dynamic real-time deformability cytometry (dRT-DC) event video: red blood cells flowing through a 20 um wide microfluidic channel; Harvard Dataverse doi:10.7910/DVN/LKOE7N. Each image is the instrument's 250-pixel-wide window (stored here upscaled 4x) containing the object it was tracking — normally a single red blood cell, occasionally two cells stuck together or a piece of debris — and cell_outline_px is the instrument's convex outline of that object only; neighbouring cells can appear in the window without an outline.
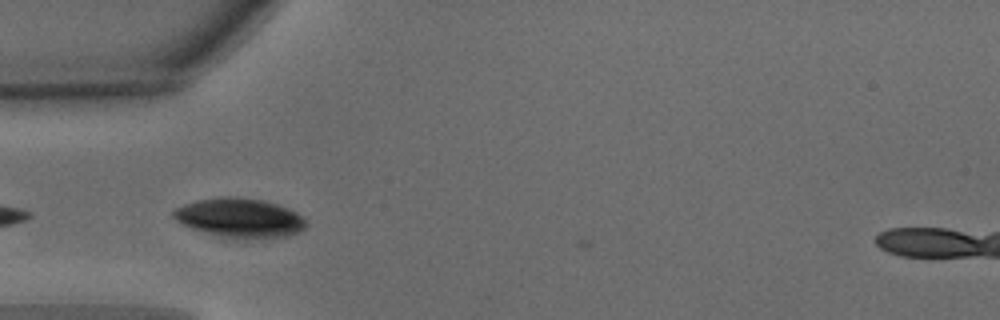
{"species": "common noctule bat (a hibernating species)", "species_latin": "Nyctalus noctula", "temperature_condition": "warm", "stored_images_in_passage": 7, "camera_frame_rate_fps": 3000, "um_per_image_px": 0.085, "animal": {"sex": "male", "body_mass_g": 15.6}, "frame": {"image": 1, "passage_image": 2, "time_ms": 0.333, "image_size_px": [1000, 320], "cell_outline_px": [[308, 224], [300, 232], [288, 236], [248, 240], [228, 240], [192, 228], [176, 220], [172, 216], [172, 212], [176, 208], [184, 204], [196, 200], [220, 196], [236, 196], [264, 200], [288, 208], [296, 212], [308, 220]], "centroid_in_image_um": [20.4, 18.54], "position_along_channel_um": 64.6, "area_um2": 31.21}}